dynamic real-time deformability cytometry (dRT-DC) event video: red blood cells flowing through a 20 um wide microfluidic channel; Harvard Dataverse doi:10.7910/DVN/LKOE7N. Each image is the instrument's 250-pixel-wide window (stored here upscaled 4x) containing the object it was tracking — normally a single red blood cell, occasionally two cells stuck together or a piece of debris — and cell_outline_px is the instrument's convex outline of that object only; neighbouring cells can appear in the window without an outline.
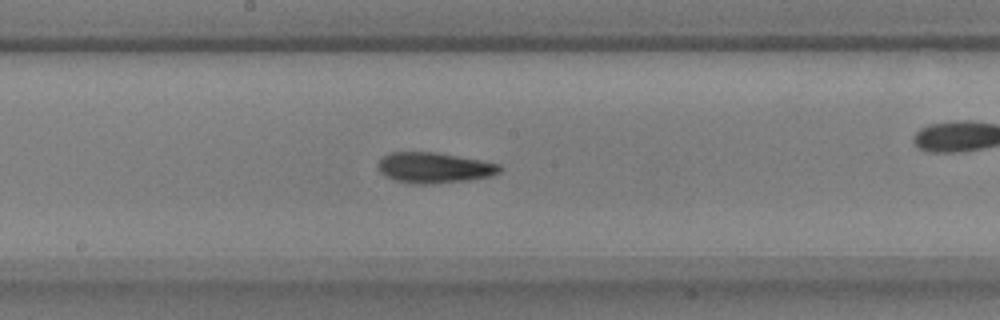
{"species": "common noctule bat (a hibernating species)", "species_latin": "Nyctalus noctula", "temperature_condition": "warm", "stored_images_in_passage": 33, "camera_frame_rate_fps": 3000, "um_per_image_px": 0.085, "animal": {"sex": "male", "body_mass_g": 17.9, "forearm_length_mm": 54.2}, "frame": {"image": 1, "passage_image": 16, "time_ms": 5.0, "image_size_px": [1000, 320], "cell_outline_px": [[504, 168], [500, 172], [492, 176], [468, 180], [432, 184], [412, 184], [396, 180], [384, 176], [376, 168], [376, 164], [384, 156], [392, 152], [436, 152], [480, 160], [500, 164]], "centroid_in_image_um": [36.9, 14.26], "position_along_channel_um": 211.3, "area_um2": 21.91}, "authors_computed_cell_mechanics": {"area_um2": 21.386, "velocity_mm_per_s": 3.6672, "shape_relaxation_time_tau1_ms": 4.9836, "shape_relaxation_time_tau2_ms": 4.9703, "deformation_change_tau1": 0.172, "deformation_change_tau2": 0.1235}}